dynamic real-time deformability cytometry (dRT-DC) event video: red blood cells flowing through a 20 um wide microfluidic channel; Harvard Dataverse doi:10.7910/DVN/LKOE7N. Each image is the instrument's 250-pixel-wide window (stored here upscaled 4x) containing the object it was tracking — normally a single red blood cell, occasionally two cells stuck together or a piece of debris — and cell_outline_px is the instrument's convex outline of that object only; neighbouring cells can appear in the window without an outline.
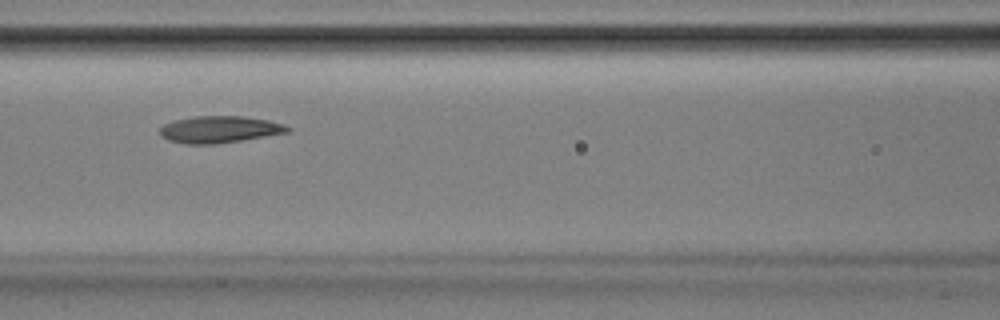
{"species": "Egyptian fruit bat (a non-hibernating species)", "species_latin": "Rousettus aegyptiacus", "temperature_condition": "room temperature", "stored_images_in_passage": 40, "camera_frame_rate_fps": 3000, "um_per_image_px": 0.085, "animal": {"sex": "male"}, "frame": {"image": 1, "passage_image": 17, "time_ms": 5.333, "image_size_px": [1000, 320], "cell_outline_px": [[292, 128], [288, 132], [216, 144], [188, 144], [168, 140], [160, 136], [160, 128], [164, 124], [172, 120], [196, 116], [240, 116], [268, 120], [284, 124]], "centroid_in_image_um": [18.62, 10.99], "position_along_channel_um": 148.0, "area_um2": 19.88}}
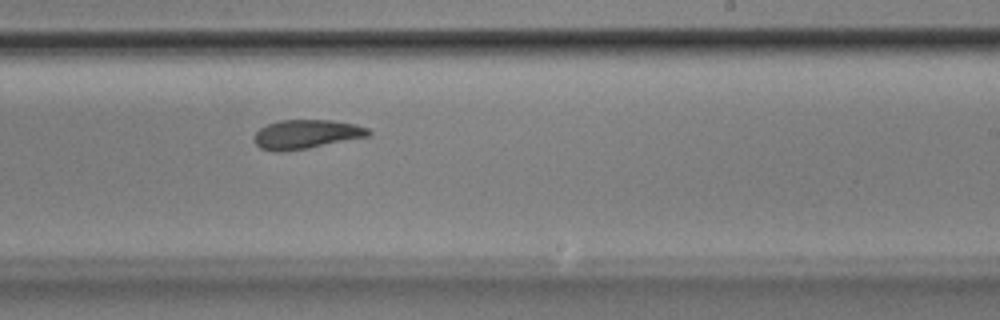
{"frame": {"image": 2, "passage_image": 26, "time_ms": 8.333, "image_size_px": [1000, 320], "cell_outline_px": [[372, 132], [368, 136], [308, 148], [280, 152], [272, 152], [260, 148], [252, 140], [252, 136], [260, 128], [268, 124], [280, 120], [332, 120], [356, 124], [368, 128]], "centroid_in_image_um": [25.99, 11.41], "position_along_channel_um": 263.0, "area_um2": 19.48}}
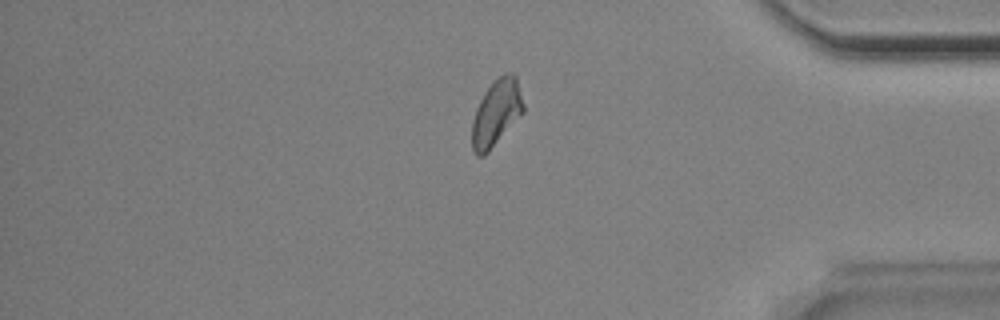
{"frame": {"image": 3, "passage_image": 38, "time_ms": 12.333, "image_size_px": [1000, 320], "cell_outline_px": [[524, 112], [488, 152], [484, 156], [476, 156], [472, 148], [472, 120], [476, 108], [484, 92], [492, 80], [496, 76], [504, 72], [512, 72], [516, 76], [524, 104]], "centroid_in_image_um": [42.18, 9.55], "position_along_channel_um": 393.0, "area_um2": 20.11}, "authors_computed_cell_mechanics": {"area_um2": 19.941, "velocity_mm_per_s": 3.8525, "shape_relaxation_time_tau1_ms": 3.4426, "shape_relaxation_time_tau2_ms": 4.0944, "deformation_change_tau1": 0.1274, "deformation_change_tau2": 0.1079}}